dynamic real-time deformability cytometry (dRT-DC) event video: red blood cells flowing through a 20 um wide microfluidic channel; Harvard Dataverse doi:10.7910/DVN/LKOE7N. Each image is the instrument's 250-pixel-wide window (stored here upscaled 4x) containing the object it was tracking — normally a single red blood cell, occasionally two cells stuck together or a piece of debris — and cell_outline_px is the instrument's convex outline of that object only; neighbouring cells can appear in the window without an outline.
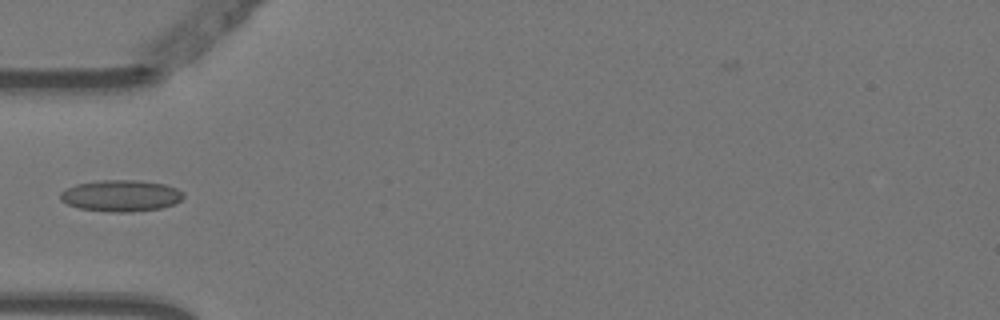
{"species": "Egyptian fruit bat (a non-hibernating species)", "species_latin": "Rousettus aegyptiacus", "temperature_condition": "warm", "stored_images_in_passage": 6, "camera_frame_rate_fps": 3000, "um_per_image_px": 0.085, "animal": {"sex": "female"}, "frame": {"image": 1, "passage_image": 5, "time_ms": 1.333, "image_size_px": [1000, 320], "cell_outline_px": [[184, 196], [180, 200], [172, 204], [160, 208], [132, 212], [108, 212], [80, 208], [68, 204], [60, 200], [60, 192], [64, 188], [76, 184], [100, 180], [136, 180], [164, 184], [176, 188], [184, 192]], "centroid_in_image_um": [10.25, 16.63], "position_along_channel_um": 74.8, "area_um2": 22.6}}
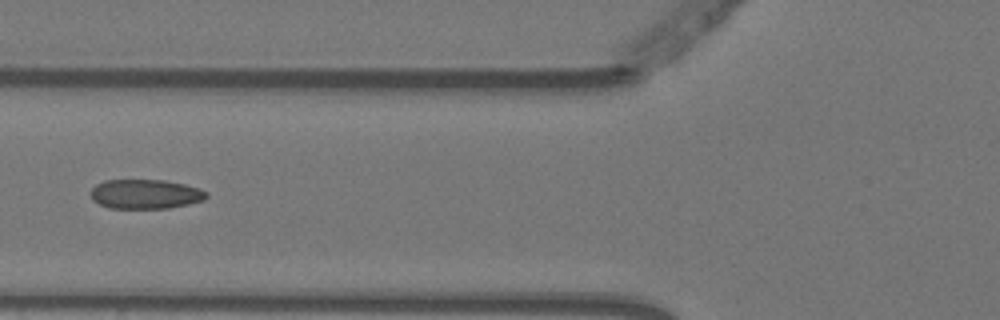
{"frame": {"image": 2, "passage_image": 6, "time_ms": 1.667, "image_size_px": [1000, 320], "cell_outline_px": [[208, 196], [204, 200], [188, 204], [168, 208], [108, 208], [92, 200], [92, 188], [96, 184], [104, 180], [164, 180], [184, 184], [208, 192]], "centroid_in_image_um": [12.35, 16.5], "position_along_channel_um": 113.4, "area_um2": 19.77}}